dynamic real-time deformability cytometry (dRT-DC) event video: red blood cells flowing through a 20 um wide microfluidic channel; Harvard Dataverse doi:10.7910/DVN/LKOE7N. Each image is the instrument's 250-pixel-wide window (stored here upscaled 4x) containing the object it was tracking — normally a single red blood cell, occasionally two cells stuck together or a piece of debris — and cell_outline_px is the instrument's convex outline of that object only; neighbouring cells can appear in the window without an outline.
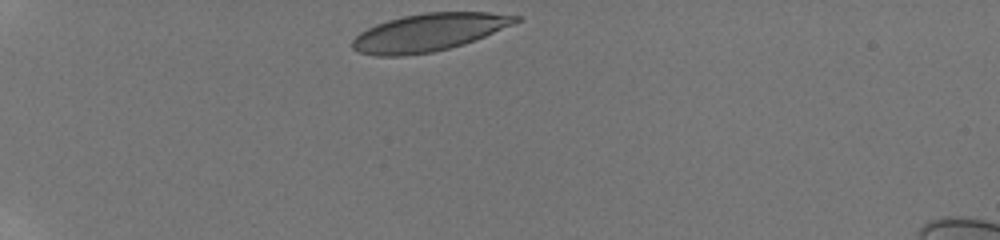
{"species": "human", "species_latin": "Homo sapiens", "temperature_condition": "room temperature", "stored_images_in_passage": 8, "camera_frame_rate_fps": 3000, "um_per_image_px": 0.085, "donor": {"sex": "male"}, "frame": {"image": 1, "passage_image": 1, "time_ms": 0.0, "image_size_px": [1000, 240], "cell_outline_px": [[524, 16], [520, 20], [512, 24], [476, 40], [464, 44], [432, 52], [404, 56], [376, 56], [360, 52], [352, 48], [352, 40], [360, 32], [376, 24], [388, 20], [404, 16], [424, 12], [488, 12]], "centroid_in_image_um": [36.45, 2.75], "position_along_channel_um": 48.5, "area_um2": 35.72}}
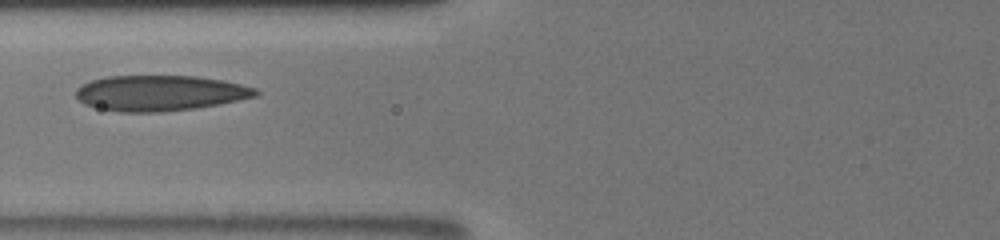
{"frame": {"image": 2, "passage_image": 6, "time_ms": 3.0, "image_size_px": [1000, 240], "cell_outline_px": [[260, 92], [256, 96], [196, 108], [160, 112], [120, 112], [100, 108], [84, 104], [76, 96], [76, 88], [80, 84], [92, 80], [108, 76], [196, 76], [224, 80], [256, 88]], "centroid_in_image_um": [13.57, 7.9], "position_along_channel_um": 112.2, "area_um2": 37.11}}
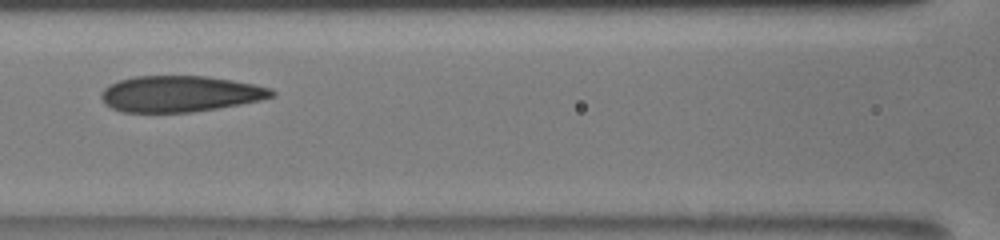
{"frame": {"image": 3, "passage_image": 7, "time_ms": 4.0, "image_size_px": [1000, 240], "cell_outline_px": [[276, 96], [260, 100], [240, 104], [192, 112], [120, 112], [104, 104], [100, 96], [100, 92], [108, 84], [120, 80], [136, 76], [204, 76], [232, 80], [272, 88], [276, 92]], "centroid_in_image_um": [15.28, 7.98], "position_along_channel_um": 151.3, "area_um2": 35.95}}